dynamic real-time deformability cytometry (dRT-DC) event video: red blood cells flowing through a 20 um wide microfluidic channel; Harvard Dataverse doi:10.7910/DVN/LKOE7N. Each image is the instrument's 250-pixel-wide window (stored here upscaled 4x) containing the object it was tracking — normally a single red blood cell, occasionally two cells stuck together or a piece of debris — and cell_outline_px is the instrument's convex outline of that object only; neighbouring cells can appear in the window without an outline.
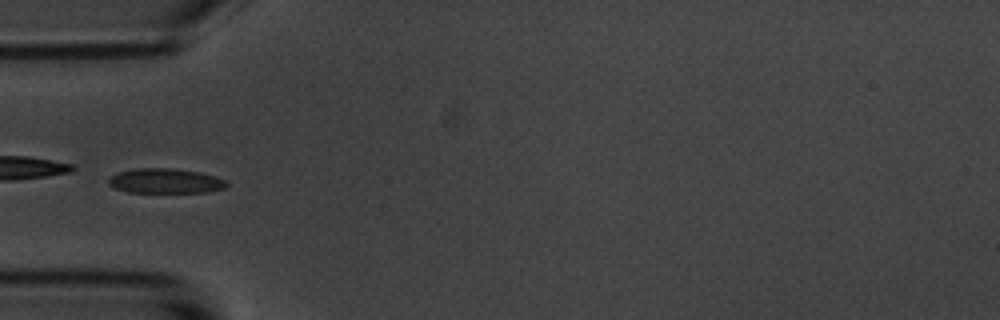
{"species": "common noctule bat (a hibernating species)", "species_latin": "Nyctalus noctula", "temperature_condition": "room temperature", "stored_images_in_passage": 15, "camera_frame_rate_fps": 3000, "um_per_image_px": 0.085, "animal": {"sex": "male", "body_mass_g": 20.1, "forearm_length_mm": 53.5}, "frame": {"image": 1, "passage_image": 5, "time_ms": 5.667, "image_size_px": [1000, 320], "cell_outline_px": [[228, 184], [224, 188], [208, 192], [128, 192], [116, 188], [108, 184], [108, 176], [120, 172], [136, 168], [172, 168], [200, 172], [216, 176], [224, 180]], "centroid_in_image_um": [14.05, 15.37], "position_along_channel_um": 71.0, "area_um2": 17.05}}
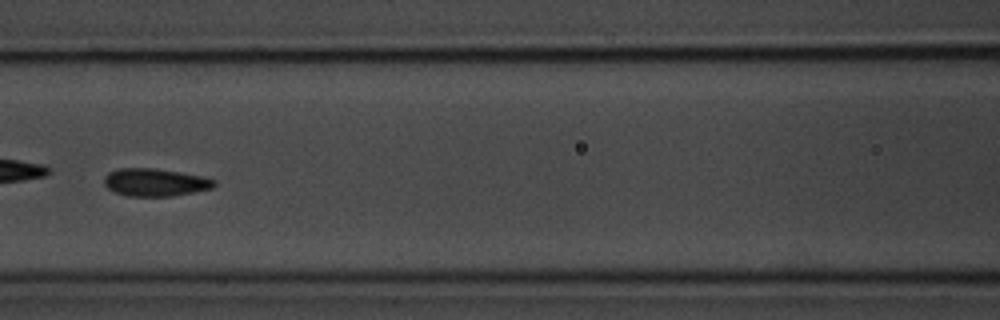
{"frame": {"image": 2, "passage_image": 7, "time_ms": 8.0, "image_size_px": [1000, 320], "cell_outline_px": [[216, 184], [212, 188], [172, 196], [128, 196], [112, 192], [104, 184], [104, 176], [108, 172], [116, 168], [156, 168], [204, 176], [216, 180]], "centroid_in_image_um": [13.16, 15.49], "position_along_channel_um": 153.4, "area_um2": 17.98}}
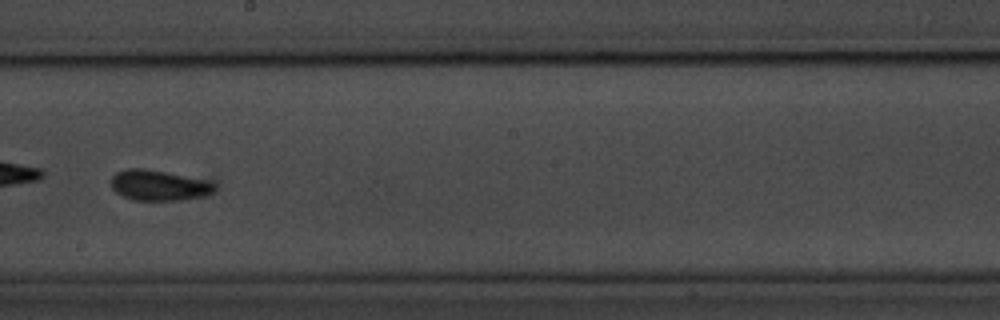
{"frame": {"image": 3, "passage_image": 9, "time_ms": 10.333, "image_size_px": [1000, 320], "cell_outline_px": [[216, 188], [212, 192], [204, 196], [184, 200], [132, 200], [116, 192], [112, 188], [112, 176], [116, 172], [124, 168], [144, 168], [212, 180], [216, 184]], "centroid_in_image_um": [13.55, 15.74], "position_along_channel_um": 234.7, "area_um2": 18.73}, "authors_computed_cell_mechanics": {"area_um2": 17.2244, "velocity_mm_per_s": 3.4837, "shape_relaxation_time_tau1_ms": 2.3096, "shape_relaxation_time_tau2_ms": 1.1899, "deformation_change_tau1": 0.0971, "deformation_change_tau2": 0.0429}}